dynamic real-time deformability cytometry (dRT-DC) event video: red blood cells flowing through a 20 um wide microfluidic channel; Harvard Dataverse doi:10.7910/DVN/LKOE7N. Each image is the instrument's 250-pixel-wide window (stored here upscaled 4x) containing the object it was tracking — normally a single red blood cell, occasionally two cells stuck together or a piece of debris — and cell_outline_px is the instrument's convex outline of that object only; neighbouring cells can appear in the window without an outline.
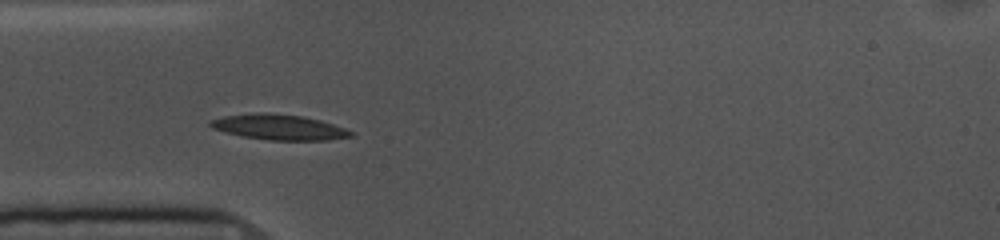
{"species": "common noctule bat (a hibernating species)", "species_latin": "Nyctalus noctula", "temperature_condition": "cold", "stored_images_in_passage": 40, "camera_frame_rate_fps": 3000, "um_per_image_px": 0.085, "animal": {"sex": "female", "body_mass_g": 10.0, "forearm_length_mm": 53.1}, "frame": {"image": 1, "passage_image": 1, "time_ms": 0.0, "image_size_px": [1000, 240], "cell_outline_px": [[356, 136], [328, 140], [268, 140], [240, 136], [224, 132], [212, 128], [208, 124], [208, 120], [224, 116], [260, 112], [264, 112], [304, 116], [320, 120], [356, 132]], "centroid_in_image_um": [23.72, 10.81], "position_along_channel_um": 61.3, "area_um2": 21.04}}
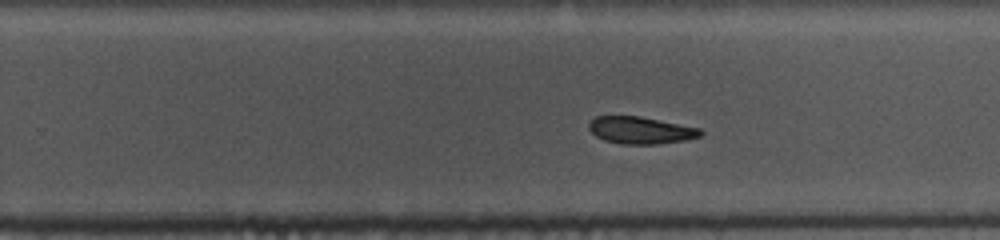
{"frame": {"image": 2, "passage_image": 19, "time_ms": 6.0, "image_size_px": [1000, 240], "cell_outline_px": [[704, 132], [700, 136], [688, 140], [656, 144], [620, 144], [604, 140], [596, 136], [588, 128], [588, 124], [596, 116], [640, 116], [700, 128]], "centroid_in_image_um": [54.47, 11.08], "position_along_channel_um": 275.3, "area_um2": 17.69}}
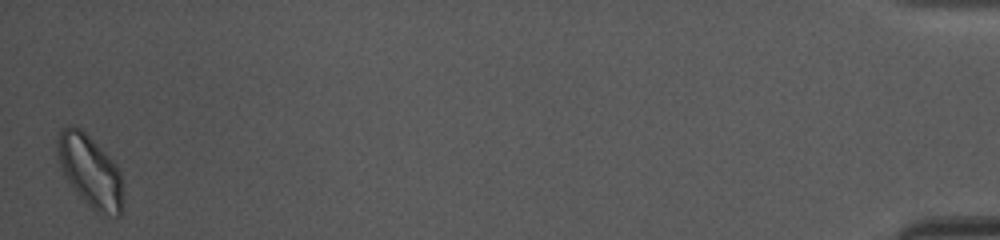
{"frame": {"image": 3, "passage_image": 40, "time_ms": 13.0, "image_size_px": [1000, 240], "cell_outline_px": [[124, 204], [120, 216], [116, 216], [92, 208], [68, 184], [64, 176], [56, 152], [56, 140], [60, 132], [68, 124], [72, 124], [80, 128], [116, 164], [120, 172]], "centroid_in_image_um": [7.64, 14.53], "position_along_channel_um": 427.6, "area_um2": 27.28}, "authors_computed_cell_mechanics": {"area_um2": 19.1607, "velocity_mm_per_s": 3.5793, "shape_relaxation_time_tau1_ms": 3.7984, "shape_relaxation_time_tau2_ms": 2.962, "deformation_change_tau1": 0.1139, "deformation_change_tau2": 0.0819}}